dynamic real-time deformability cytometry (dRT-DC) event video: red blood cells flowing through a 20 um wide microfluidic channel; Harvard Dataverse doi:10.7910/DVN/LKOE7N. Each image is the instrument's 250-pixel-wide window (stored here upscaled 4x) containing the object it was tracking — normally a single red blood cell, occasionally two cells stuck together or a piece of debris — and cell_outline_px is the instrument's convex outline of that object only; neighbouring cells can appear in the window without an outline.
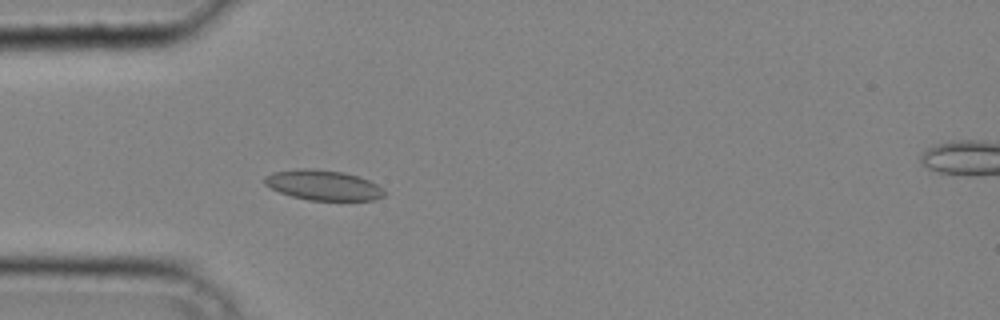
{"species": "common noctule bat (a hibernating species)", "species_latin": "Nyctalus noctula", "temperature_condition": "cold", "stored_images_in_passage": 35, "camera_frame_rate_fps": 3000, "um_per_image_px": 0.085, "animal": {"sex": "male", "body_mass_g": 20.4}, "frame": {"image": 1, "passage_image": 7, "time_ms": 2.0, "image_size_px": [1000, 320], "cell_outline_px": [[388, 192], [384, 196], [376, 200], [308, 200], [292, 196], [280, 192], [264, 184], [264, 176], [272, 172], [296, 168], [316, 168], [344, 172], [368, 180], [384, 188]], "centroid_in_image_um": [27.48, 15.73], "position_along_channel_um": 57.5, "area_um2": 21.27}}
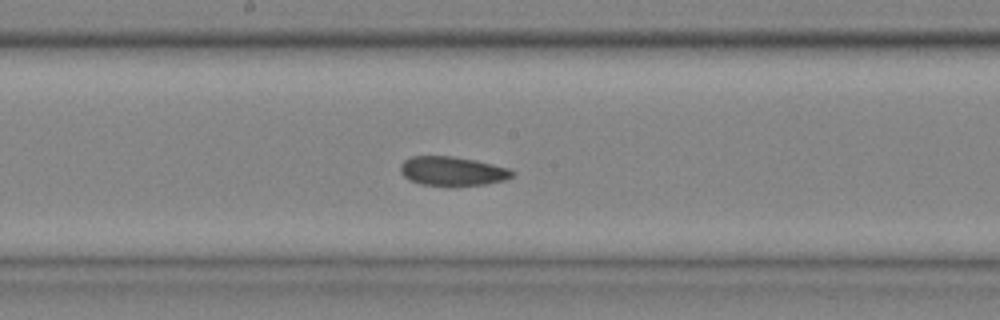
{"frame": {"image": 2, "passage_image": 17, "time_ms": 5.333, "image_size_px": [1000, 320], "cell_outline_px": [[516, 172], [512, 176], [504, 180], [484, 184], [452, 188], [448, 188], [420, 184], [404, 176], [400, 172], [400, 164], [404, 160], [412, 156], [452, 156], [476, 160], [508, 168]], "centroid_in_image_um": [38.44, 14.57], "position_along_channel_um": 209.8, "area_um2": 19.48}}
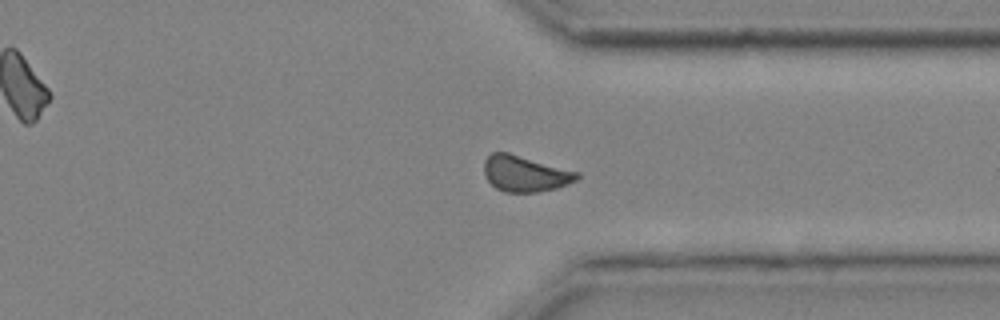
{"frame": {"image": 3, "passage_image": 27, "time_ms": 8.667, "image_size_px": [1000, 320], "cell_outline_px": [[580, 176], [576, 180], [568, 184], [556, 188], [536, 192], [504, 192], [496, 188], [484, 176], [484, 160], [492, 152], [508, 152], [580, 172]], "centroid_in_image_um": [44.63, 14.75], "position_along_channel_um": 366.8, "area_um2": 19.54}}